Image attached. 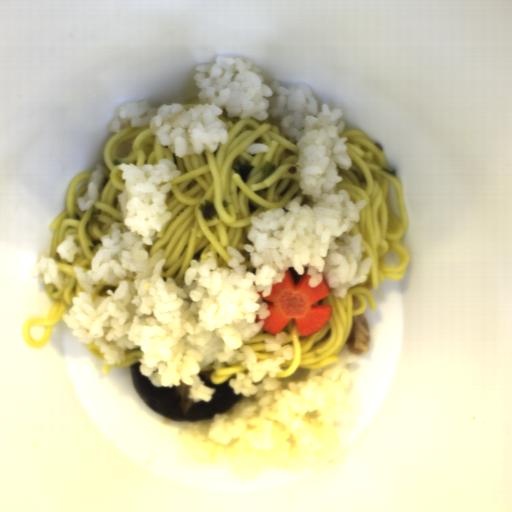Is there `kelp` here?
I'll return each instance as SVG.
<instances>
[{
	"instance_id": "kelp-1",
	"label": "kelp",
	"mask_w": 512,
	"mask_h": 512,
	"mask_svg": "<svg viewBox=\"0 0 512 512\" xmlns=\"http://www.w3.org/2000/svg\"><path fill=\"white\" fill-rule=\"evenodd\" d=\"M231 168L234 173L240 175L243 183H247L248 178L254 169V165H252L248 160L237 159L231 163Z\"/></svg>"
},
{
	"instance_id": "kelp-2",
	"label": "kelp",
	"mask_w": 512,
	"mask_h": 512,
	"mask_svg": "<svg viewBox=\"0 0 512 512\" xmlns=\"http://www.w3.org/2000/svg\"><path fill=\"white\" fill-rule=\"evenodd\" d=\"M198 210L201 211V216L205 222L213 220V218H219V212L210 200L204 199L198 206Z\"/></svg>"
},
{
	"instance_id": "kelp-3",
	"label": "kelp",
	"mask_w": 512,
	"mask_h": 512,
	"mask_svg": "<svg viewBox=\"0 0 512 512\" xmlns=\"http://www.w3.org/2000/svg\"><path fill=\"white\" fill-rule=\"evenodd\" d=\"M277 166L276 164H274L273 162L271 161H266L264 164H263V168H262V174L261 176L263 178H268L270 177L271 175L274 174L275 170H276Z\"/></svg>"
},
{
	"instance_id": "kelp-4",
	"label": "kelp",
	"mask_w": 512,
	"mask_h": 512,
	"mask_svg": "<svg viewBox=\"0 0 512 512\" xmlns=\"http://www.w3.org/2000/svg\"><path fill=\"white\" fill-rule=\"evenodd\" d=\"M380 172L386 173V174H388L389 176H392V177H396L397 173H398V171H396V170H387L385 168L380 169Z\"/></svg>"
},
{
	"instance_id": "kelp-5",
	"label": "kelp",
	"mask_w": 512,
	"mask_h": 512,
	"mask_svg": "<svg viewBox=\"0 0 512 512\" xmlns=\"http://www.w3.org/2000/svg\"><path fill=\"white\" fill-rule=\"evenodd\" d=\"M247 207H248L250 213H252V214L254 212H256L258 209L257 206L255 204H253L250 200L248 201Z\"/></svg>"
}]
</instances>
